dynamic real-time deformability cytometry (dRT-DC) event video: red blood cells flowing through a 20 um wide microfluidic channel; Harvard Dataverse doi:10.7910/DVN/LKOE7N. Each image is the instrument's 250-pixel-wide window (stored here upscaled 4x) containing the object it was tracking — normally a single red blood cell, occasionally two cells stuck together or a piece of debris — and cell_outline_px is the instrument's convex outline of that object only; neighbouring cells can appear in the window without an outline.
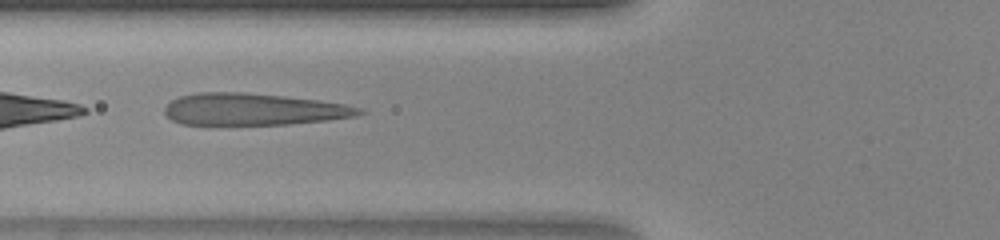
{"species": "human", "species_latin": "Homo sapiens", "temperature_condition": "warm", "stored_images_in_passage": 30, "camera_frame_rate_fps": 3000, "um_per_image_px": 0.085, "donor": {"sex": "female"}, "frame": {"image": 1, "passage_image": 5, "time_ms": 1.333, "image_size_px": [1000, 240], "cell_outline_px": [[368, 112], [356, 116], [328, 120], [288, 124], [216, 128], [180, 124], [172, 120], [164, 112], [164, 108], [172, 100], [180, 96], [196, 92], [240, 92], [280, 96], [316, 100], [344, 104], [364, 108]], "centroid_in_image_um": [21.46, 9.35], "position_along_channel_um": 104.3, "area_um2": 37.51}}
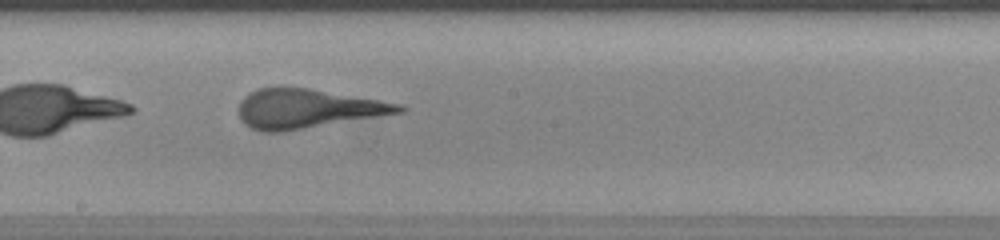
{"frame": {"image": 2, "passage_image": 13, "time_ms": 4.0, "image_size_px": [1000, 240], "cell_outline_px": [[408, 108], [404, 112], [280, 132], [260, 132], [244, 124], [240, 120], [240, 100], [244, 96], [256, 88], [308, 88], [400, 104]], "centroid_in_image_um": [26.09, 9.25], "position_along_channel_um": 222.1, "area_um2": 36.07}}